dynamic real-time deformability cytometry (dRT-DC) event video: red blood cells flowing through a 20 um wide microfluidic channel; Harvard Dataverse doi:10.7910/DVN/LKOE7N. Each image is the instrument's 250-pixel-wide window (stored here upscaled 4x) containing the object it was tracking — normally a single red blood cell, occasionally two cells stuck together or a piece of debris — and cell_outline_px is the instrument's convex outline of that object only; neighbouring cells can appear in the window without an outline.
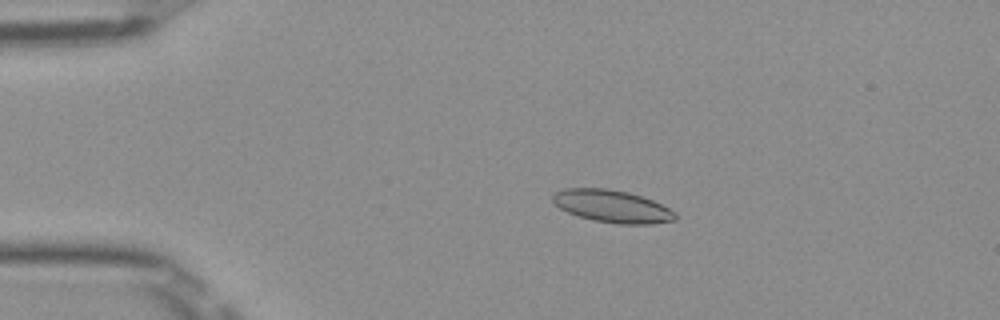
{"species": "Egyptian fruit bat (a non-hibernating species)", "species_latin": "Rousettus aegyptiacus", "temperature_condition": "room temperature", "stored_images_in_passage": 52, "camera_frame_rate_fps": 3000, "um_per_image_px": 0.085, "frame": {"image": 1, "passage_image": 11, "time_ms": 3.333, "image_size_px": [1000, 320], "cell_outline_px": [[676, 220], [652, 224], [620, 224], [596, 220], [580, 216], [568, 212], [560, 208], [552, 200], [552, 196], [556, 192], [564, 188], [608, 188], [628, 192], [652, 200], [676, 212]], "centroid_in_image_um": [52.05, 17.53], "position_along_channel_um": 33.0, "area_um2": 22.95}}
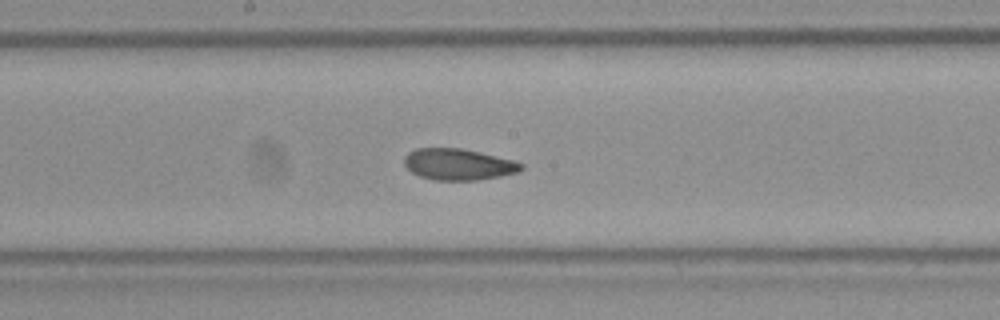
{"frame": {"image": 2, "passage_image": 28, "time_ms": 9.0, "image_size_px": [1000, 320], "cell_outline_px": [[524, 168], [516, 172], [500, 176], [476, 180], [436, 180], [420, 176], [412, 172], [404, 164], [404, 156], [408, 152], [416, 148], [460, 148], [480, 152], [512, 160], [524, 164]], "centroid_in_image_um": [38.94, 13.96], "position_along_channel_um": 209.3, "area_um2": 21.21}}
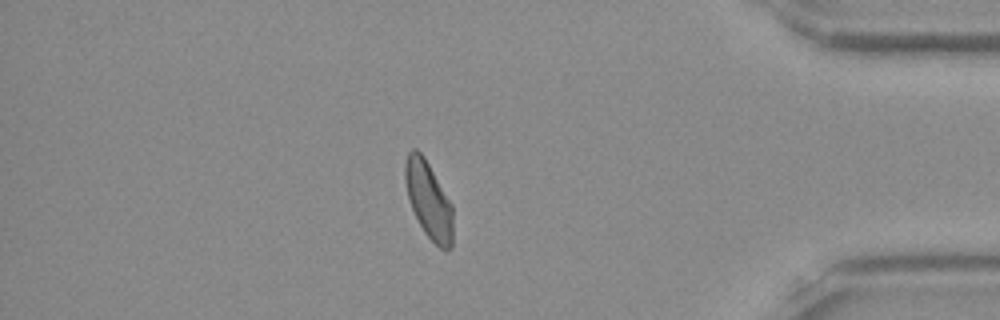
{"frame": {"image": 3, "passage_image": 45, "time_ms": 14.667, "image_size_px": [1000, 320], "cell_outline_px": [[452, 248], [440, 248], [424, 232], [412, 208], [408, 196], [404, 180], [404, 164], [408, 152], [412, 148], [416, 148], [424, 156], [452, 204]], "centroid_in_image_um": [36.42, 16.95], "position_along_channel_um": 398.8, "area_um2": 21.21}, "authors_computed_cell_mechanics": {"area_um2": 21.7039, "velocity_mm_per_s": 3.9572, "shape_relaxation_time_tau1_ms": 9.3796, "shape_relaxation_time_tau2_ms": 2.6121, "deformation_change_tau1": 0.186, "deformation_change_tau2": 0.0805}}